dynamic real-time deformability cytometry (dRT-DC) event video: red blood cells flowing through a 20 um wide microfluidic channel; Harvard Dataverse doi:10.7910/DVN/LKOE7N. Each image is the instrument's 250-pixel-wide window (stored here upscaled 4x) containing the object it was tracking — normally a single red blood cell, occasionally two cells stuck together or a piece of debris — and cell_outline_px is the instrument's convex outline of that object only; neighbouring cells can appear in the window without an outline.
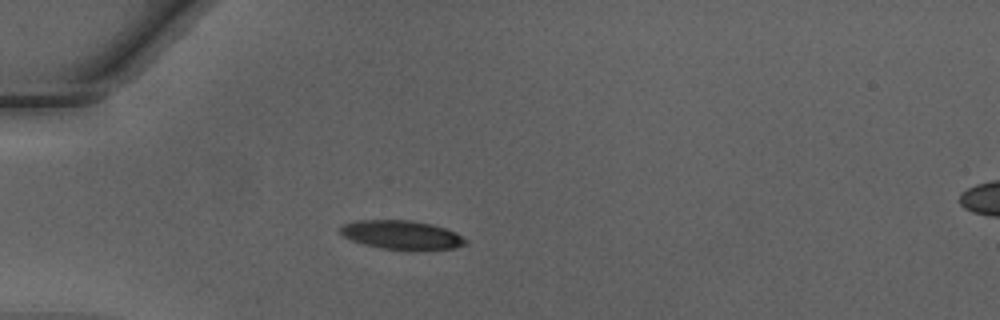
{"species": "Egyptian fruit bat (a non-hibernating species)", "species_latin": "Rousettus aegyptiacus", "temperature_condition": "warm", "stored_images_in_passage": 46, "camera_frame_rate_fps": 3000, "um_per_image_px": 0.085, "animal": {"sex": "male"}, "frame": {"image": 1, "passage_image": 12, "time_ms": 3.667, "image_size_px": [1000, 320], "cell_outline_px": [[468, 240], [464, 244], [456, 248], [424, 252], [412, 252], [380, 248], [364, 244], [352, 240], [344, 236], [340, 232], [340, 228], [344, 224], [356, 220], [412, 220], [432, 224], [456, 232]], "centroid_in_image_um": [34.2, 20.0], "position_along_channel_um": 50.8, "area_um2": 21.73}}
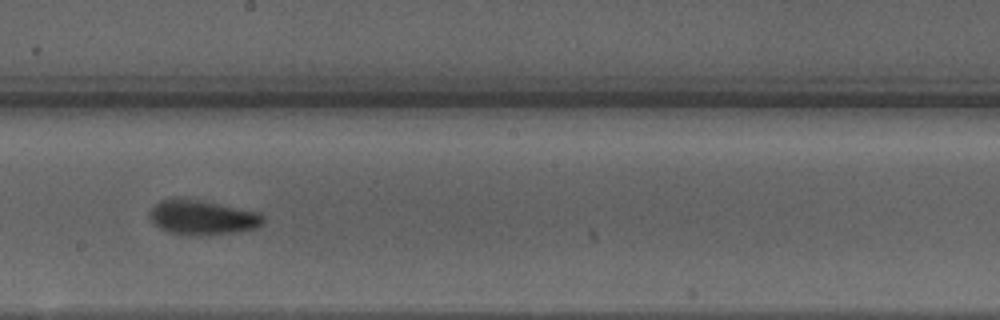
{"frame": {"image": 2, "passage_image": 26, "time_ms": 8.333, "image_size_px": [1000, 320], "cell_outline_px": [[264, 220], [260, 228], [240, 232], [168, 232], [160, 228], [152, 220], [152, 208], [160, 200], [196, 200], [256, 212], [264, 216]], "centroid_in_image_um": [17.28, 18.47], "position_along_channel_um": 230.9, "area_um2": 21.15}}
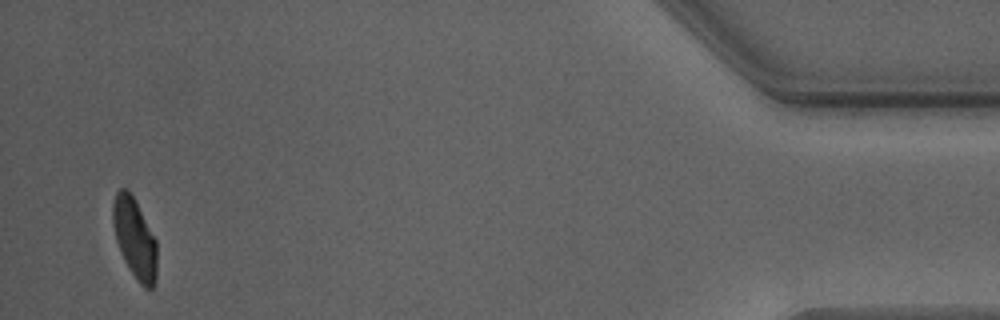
{"frame": {"image": 3, "passage_image": 45, "time_ms": 14.667, "image_size_px": [1000, 320], "cell_outline_px": [[156, 280], [152, 288], [144, 288], [136, 280], [128, 268], [124, 260], [116, 240], [112, 224], [112, 204], [116, 192], [120, 188], [128, 188], [136, 200], [156, 240]], "centroid_in_image_um": [11.43, 20.23], "position_along_channel_um": 423.8, "area_um2": 20.81}, "authors_computed_cell_mechanics": {"area_um2": 21.675, "velocity_mm_per_s": 4.2516, "shape_relaxation_time_tau1_ms": 3.6051, "shape_relaxation_time_tau2_ms": 1.4733, "deformation_change_tau1": 0.1541, "deformation_change_tau2": 0.0711}}